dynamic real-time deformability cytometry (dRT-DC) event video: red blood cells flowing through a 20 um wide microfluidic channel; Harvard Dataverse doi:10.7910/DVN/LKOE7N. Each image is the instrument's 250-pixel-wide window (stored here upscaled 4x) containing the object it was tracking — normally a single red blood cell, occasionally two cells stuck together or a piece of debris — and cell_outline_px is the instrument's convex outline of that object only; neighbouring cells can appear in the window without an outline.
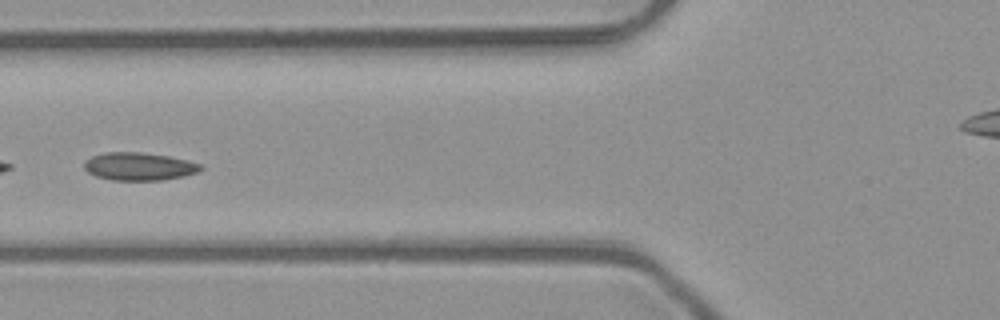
{"species": "common noctule bat (a hibernating species)", "species_latin": "Nyctalus noctula", "temperature_condition": "room temperature", "stored_images_in_passage": 6, "camera_frame_rate_fps": 3000, "um_per_image_px": 0.085, "animal": {"sex": "male", "body_mass_g": 23.1, "forearm_length_mm": 52.7}, "frame": {"image": 1, "passage_image": 6, "time_ms": 1.667, "image_size_px": [1000, 320], "cell_outline_px": [[204, 168], [196, 172], [184, 176], [164, 180], [112, 180], [96, 176], [88, 172], [84, 168], [84, 160], [92, 156], [104, 152], [140, 152], [168, 156], [188, 160], [204, 164]], "centroid_in_image_um": [11.84, 14.14], "position_along_channel_um": 114.0, "area_um2": 19.07}}